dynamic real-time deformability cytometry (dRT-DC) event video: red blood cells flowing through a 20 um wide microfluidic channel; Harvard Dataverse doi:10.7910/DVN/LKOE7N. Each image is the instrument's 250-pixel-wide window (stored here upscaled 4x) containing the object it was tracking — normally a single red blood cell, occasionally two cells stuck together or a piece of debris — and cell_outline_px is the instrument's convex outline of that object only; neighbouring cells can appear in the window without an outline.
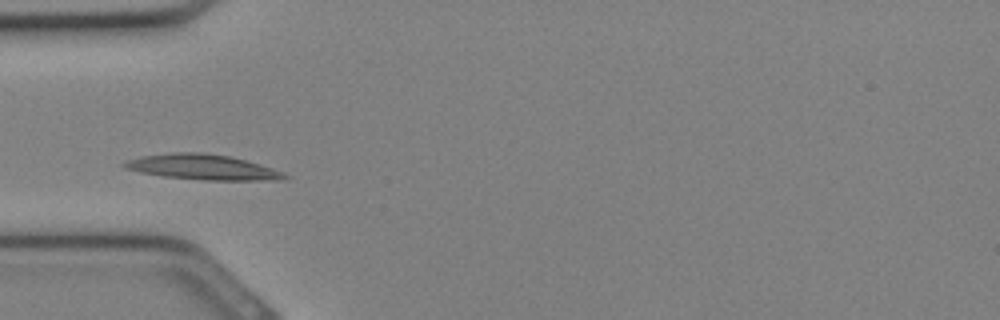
{"species": "Egyptian fruit bat (a non-hibernating species)", "species_latin": "Rousettus aegyptiacus", "temperature_condition": "cold", "stored_images_in_passage": 29, "camera_frame_rate_fps": 3000, "um_per_image_px": 0.085, "animal": {"sex": "female"}, "frame": {"image": 1, "passage_image": 7, "time_ms": 2.0, "image_size_px": [1000, 320], "cell_outline_px": [[292, 176], [284, 180], [204, 180], [160, 176], [140, 172], [124, 168], [120, 164], [124, 160], [140, 156], [172, 152], [204, 152], [228, 156], [260, 164], [284, 172]], "centroid_in_image_um": [17.2, 14.2], "position_along_channel_um": 67.8, "area_um2": 23.93}}
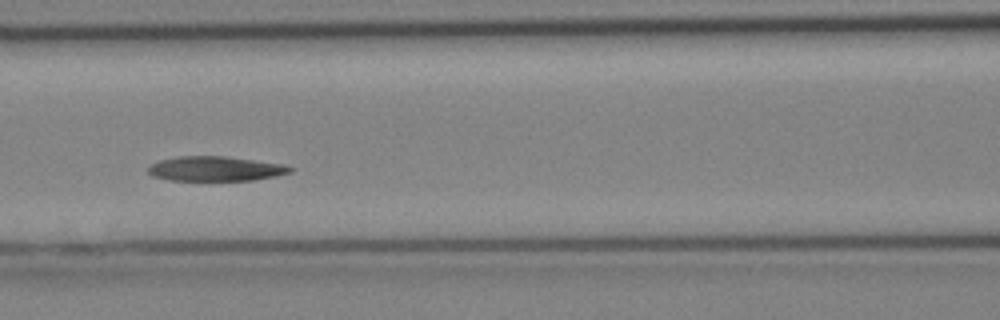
{"frame": {"image": 2, "passage_image": 11, "time_ms": 3.333, "image_size_px": [1000, 320], "cell_outline_px": [[292, 172], [276, 176], [252, 180], [168, 180], [152, 176], [148, 172], [148, 168], [152, 164], [160, 160], [180, 156], [224, 156], [280, 164], [292, 168]], "centroid_in_image_um": [18.27, 14.35], "position_along_channel_um": 148.3, "area_um2": 20.11}}
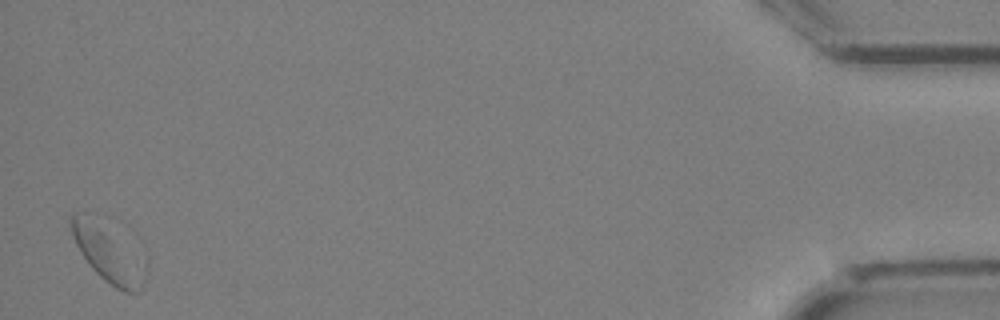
{"frame": {"image": 3, "passage_image": 29, "time_ms": 9.333, "image_size_px": [1000, 320], "cell_outline_px": [[148, 272], [144, 288], [136, 292], [124, 292], [116, 288], [104, 280], [92, 268], [76, 244], [72, 236], [72, 216], [76, 212], [148, 264]], "centroid_in_image_um": [9.28, 21.83], "position_along_channel_um": 425.9, "area_um2": 21.85}}